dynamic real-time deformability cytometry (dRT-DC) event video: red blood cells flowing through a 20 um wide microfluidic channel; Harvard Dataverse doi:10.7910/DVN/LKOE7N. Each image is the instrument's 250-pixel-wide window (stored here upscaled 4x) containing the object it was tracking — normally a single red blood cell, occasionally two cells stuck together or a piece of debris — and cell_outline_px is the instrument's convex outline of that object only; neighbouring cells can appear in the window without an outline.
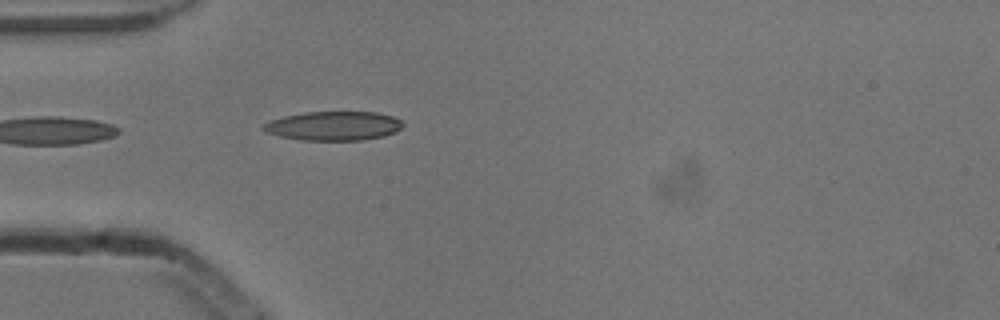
{"species": "common noctule bat (a hibernating species)", "species_latin": "Nyctalus noctula", "temperature_condition": "cold", "stored_images_in_passage": 5, "camera_frame_rate_fps": 3000, "um_per_image_px": 0.085, "animal": {"sex": "male", "body_mass_g": 13.3}, "frame": {"image": 1, "passage_image": 5, "time_ms": 1.333, "image_size_px": [1000, 320], "cell_outline_px": [[404, 124], [396, 132], [384, 136], [364, 140], [304, 140], [280, 136], [268, 132], [260, 128], [264, 124], [272, 120], [284, 116], [304, 112], [376, 112], [392, 116], [400, 120]], "centroid_in_image_um": [28.38, 10.7], "position_along_channel_um": 56.6, "area_um2": 23.52}}